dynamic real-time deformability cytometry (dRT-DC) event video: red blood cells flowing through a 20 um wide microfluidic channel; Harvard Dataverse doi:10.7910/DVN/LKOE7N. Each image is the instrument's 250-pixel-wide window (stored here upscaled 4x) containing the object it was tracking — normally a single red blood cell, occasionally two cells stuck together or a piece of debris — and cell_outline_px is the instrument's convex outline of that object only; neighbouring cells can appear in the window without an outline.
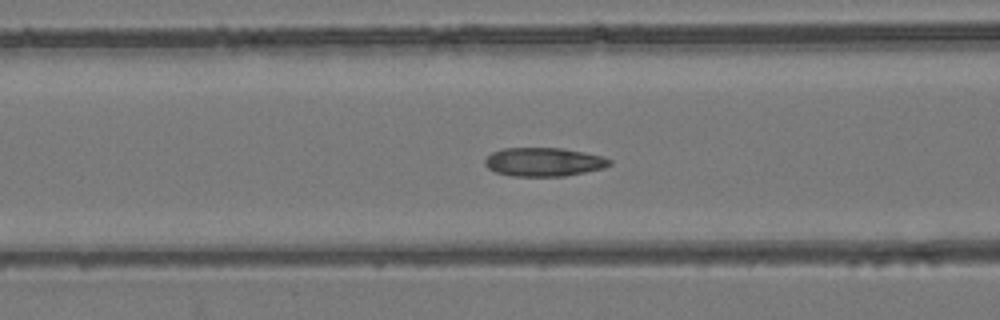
{"species": "common noctule bat (a hibernating species)", "species_latin": "Nyctalus noctula", "temperature_condition": "room temperature", "stored_images_in_passage": 54, "camera_frame_rate_fps": 3000, "um_per_image_px": 0.085, "animal": {"sex": "female", "body_mass_g": 24.6, "forearm_length_mm": 56.2}, "frame": {"image": 1, "passage_image": 22, "time_ms": 7.0, "image_size_px": [1000, 320], "cell_outline_px": [[612, 164], [604, 168], [564, 176], [512, 176], [496, 172], [488, 168], [484, 164], [484, 160], [492, 152], [504, 148], [560, 148], [584, 152], [604, 156], [612, 160]], "centroid_in_image_um": [46.24, 13.76], "position_along_channel_um": 120.4, "area_um2": 20.87}}
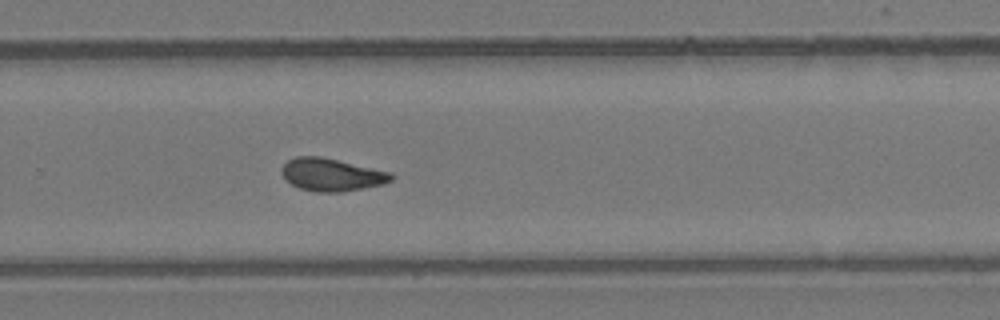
{"frame": {"image": 2, "passage_image": 36, "time_ms": 11.667, "image_size_px": [1000, 320], "cell_outline_px": [[396, 176], [392, 180], [384, 184], [364, 188], [340, 192], [316, 192], [300, 188], [284, 180], [280, 172], [280, 168], [288, 160], [296, 156], [320, 156], [392, 172]], "centroid_in_image_um": [28.18, 14.85], "position_along_channel_um": 301.6, "area_um2": 21.1}}
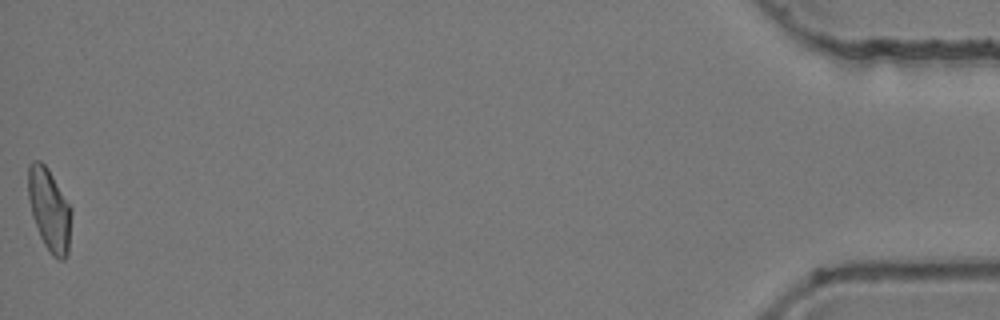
{"frame": {"image": 3, "passage_image": 54, "time_ms": 17.667, "image_size_px": [1000, 320], "cell_outline_px": [[72, 212], [68, 252], [64, 260], [60, 260], [52, 256], [44, 244], [40, 236], [32, 216], [28, 196], [28, 164], [32, 160], [40, 160], [48, 168], [72, 208]], "centroid_in_image_um": [4.2, 17.81], "position_along_channel_um": 431.0, "area_um2": 20.92}, "authors_computed_cell_mechanics": {"area_um2": 20.8658, "velocity_mm_per_s": 3.8903, "shape_relaxation_time_tau1_ms": null, "shape_relaxation_time_tau2_ms": 2.6823, "deformation_change_tau1": null, "deformation_change_tau2": 0.0746}}